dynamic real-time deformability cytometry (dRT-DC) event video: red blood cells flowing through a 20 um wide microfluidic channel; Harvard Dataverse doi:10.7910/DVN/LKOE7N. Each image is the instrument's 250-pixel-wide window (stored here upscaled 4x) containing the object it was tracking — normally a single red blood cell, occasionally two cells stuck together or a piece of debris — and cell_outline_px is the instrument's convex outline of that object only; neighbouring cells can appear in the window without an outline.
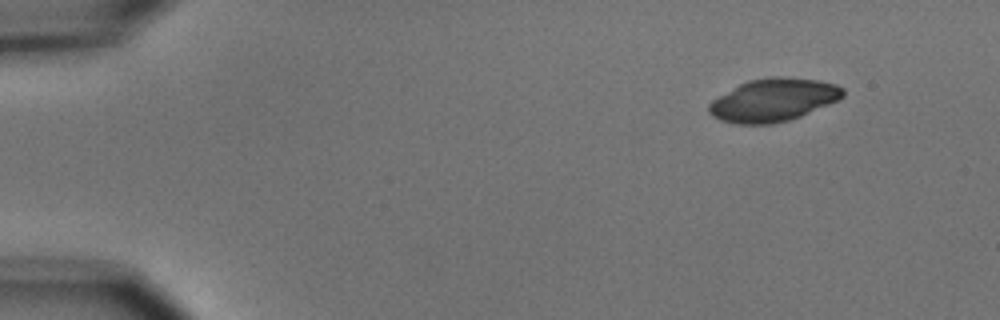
{"species": "common noctule bat (a hibernating species)", "species_latin": "Nyctalus noctula", "temperature_condition": "cold", "stored_images_in_passage": 3, "camera_frame_rate_fps": 3000, "um_per_image_px": 0.085, "animal": {"sex": "male", "body_mass_g": 15.6}, "frame": {"image": 1, "passage_image": 1, "time_ms": 0.0, "image_size_px": [1000, 320], "cell_outline_px": [[844, 96], [828, 104], [800, 116], [788, 120], [772, 124], [736, 124], [720, 120], [712, 116], [708, 112], [708, 104], [712, 100], [740, 84], [748, 80], [772, 76], [784, 76], [816, 80], [836, 84], [844, 88]], "centroid_in_image_um": [65.71, 8.5], "position_along_channel_um": 19.3, "area_um2": 33.35}}